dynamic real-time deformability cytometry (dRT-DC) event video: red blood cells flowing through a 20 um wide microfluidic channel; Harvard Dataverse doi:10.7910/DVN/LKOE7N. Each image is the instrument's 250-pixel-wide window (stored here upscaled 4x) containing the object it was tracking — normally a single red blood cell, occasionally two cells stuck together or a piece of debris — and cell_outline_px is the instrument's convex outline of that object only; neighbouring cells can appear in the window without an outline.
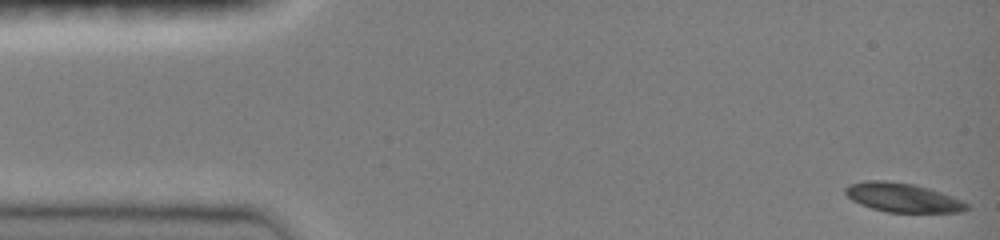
{"species": "common noctule bat (a hibernating species)", "species_latin": "Nyctalus noctula", "temperature_condition": "room temperature", "stored_images_in_passage": 45, "camera_frame_rate_fps": 3000, "um_per_image_px": 0.085, "animal": {"sex": "female", "body_mass_g": 19.0, "forearm_length_mm": 51.5}, "frame": {"image": 1, "passage_image": 1, "time_ms": 0.0, "image_size_px": [1000, 240], "cell_outline_px": [[968, 208], [960, 212], [888, 212], [872, 208], [860, 204], [852, 200], [844, 192], [844, 188], [848, 184], [864, 180], [884, 180], [912, 184], [928, 188], [952, 196], [968, 204]], "centroid_in_image_um": [76.67, 16.78], "position_along_channel_um": 8.3, "area_um2": 20.4}}
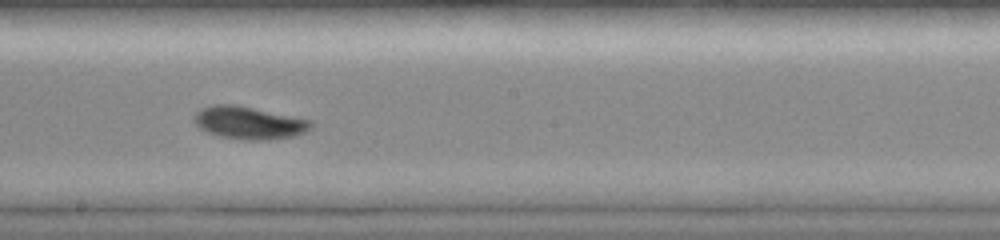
{"frame": {"image": 2, "passage_image": 26, "time_ms": 8.333, "image_size_px": [1000, 240], "cell_outline_px": [[312, 128], [296, 136], [272, 140], [244, 140], [220, 136], [208, 132], [200, 128], [192, 120], [192, 116], [196, 112], [212, 104], [236, 104], [312, 120]], "centroid_in_image_um": [21.17, 10.44], "position_along_channel_um": 227.0, "area_um2": 22.43}}
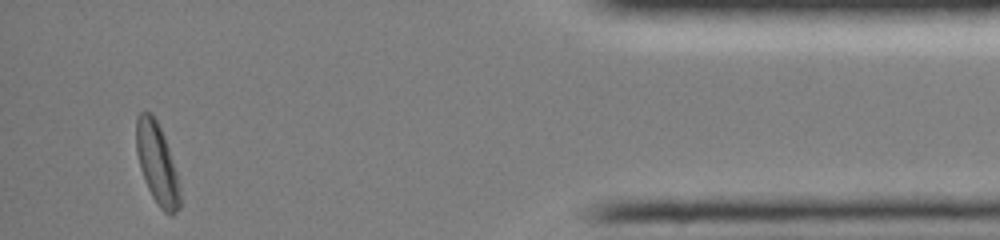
{"frame": {"image": 3, "passage_image": 44, "time_ms": 14.333, "image_size_px": [1000, 240], "cell_outline_px": [[180, 208], [172, 216], [168, 216], [160, 208], [152, 196], [148, 188], [140, 168], [136, 152], [136, 116], [140, 112], [148, 112], [156, 120], [164, 136], [176, 172], [180, 188]], "centroid_in_image_um": [13.35, 13.94], "position_along_channel_um": 421.9, "area_um2": 20.46}, "authors_computed_cell_mechanics": {"area_um2": 20.8658, "velocity_mm_per_s": 4.0413, "shape_relaxation_time_tau1_ms": 3.9703, "shape_relaxation_time_tau2_ms": null, "deformation_change_tau1": 0.1367, "deformation_change_tau2": null}}